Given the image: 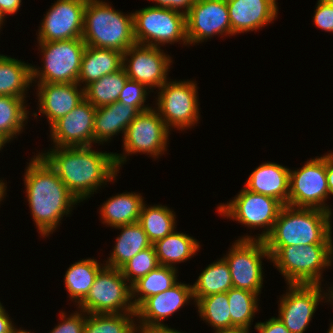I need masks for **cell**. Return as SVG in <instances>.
<instances>
[{
  "label": "cell",
  "mask_w": 333,
  "mask_h": 333,
  "mask_svg": "<svg viewBox=\"0 0 333 333\" xmlns=\"http://www.w3.org/2000/svg\"><path fill=\"white\" fill-rule=\"evenodd\" d=\"M326 177L330 195H333V152L326 155Z\"/></svg>",
  "instance_id": "47"
},
{
  "label": "cell",
  "mask_w": 333,
  "mask_h": 333,
  "mask_svg": "<svg viewBox=\"0 0 333 333\" xmlns=\"http://www.w3.org/2000/svg\"><path fill=\"white\" fill-rule=\"evenodd\" d=\"M331 217L332 213L321 209L284 205L263 239L270 257L283 246L333 244Z\"/></svg>",
  "instance_id": "3"
},
{
  "label": "cell",
  "mask_w": 333,
  "mask_h": 333,
  "mask_svg": "<svg viewBox=\"0 0 333 333\" xmlns=\"http://www.w3.org/2000/svg\"><path fill=\"white\" fill-rule=\"evenodd\" d=\"M254 328L259 333H291L278 317H272L266 322H258Z\"/></svg>",
  "instance_id": "42"
},
{
  "label": "cell",
  "mask_w": 333,
  "mask_h": 333,
  "mask_svg": "<svg viewBox=\"0 0 333 333\" xmlns=\"http://www.w3.org/2000/svg\"><path fill=\"white\" fill-rule=\"evenodd\" d=\"M168 81L158 89L155 110L170 130L191 128L200 119L197 84L190 80Z\"/></svg>",
  "instance_id": "11"
},
{
  "label": "cell",
  "mask_w": 333,
  "mask_h": 333,
  "mask_svg": "<svg viewBox=\"0 0 333 333\" xmlns=\"http://www.w3.org/2000/svg\"><path fill=\"white\" fill-rule=\"evenodd\" d=\"M177 273V268L159 265L156 269L135 281L131 285V299L134 307L137 309L148 297L174 286L178 280Z\"/></svg>",
  "instance_id": "29"
},
{
  "label": "cell",
  "mask_w": 333,
  "mask_h": 333,
  "mask_svg": "<svg viewBox=\"0 0 333 333\" xmlns=\"http://www.w3.org/2000/svg\"><path fill=\"white\" fill-rule=\"evenodd\" d=\"M87 0H57L41 22L38 42L82 38Z\"/></svg>",
  "instance_id": "16"
},
{
  "label": "cell",
  "mask_w": 333,
  "mask_h": 333,
  "mask_svg": "<svg viewBox=\"0 0 333 333\" xmlns=\"http://www.w3.org/2000/svg\"><path fill=\"white\" fill-rule=\"evenodd\" d=\"M120 229V235L116 238V244L110 257L107 258L106 266L120 269L137 253L152 245L142 226L137 222L115 227Z\"/></svg>",
  "instance_id": "26"
},
{
  "label": "cell",
  "mask_w": 333,
  "mask_h": 333,
  "mask_svg": "<svg viewBox=\"0 0 333 333\" xmlns=\"http://www.w3.org/2000/svg\"><path fill=\"white\" fill-rule=\"evenodd\" d=\"M280 297L278 318L291 333H304L319 302H323L321 285L288 284ZM322 300V301H321Z\"/></svg>",
  "instance_id": "17"
},
{
  "label": "cell",
  "mask_w": 333,
  "mask_h": 333,
  "mask_svg": "<svg viewBox=\"0 0 333 333\" xmlns=\"http://www.w3.org/2000/svg\"><path fill=\"white\" fill-rule=\"evenodd\" d=\"M43 53V67L32 65V83H77L85 42L82 38L38 42ZM40 69V70H39ZM36 79V80H35Z\"/></svg>",
  "instance_id": "7"
},
{
  "label": "cell",
  "mask_w": 333,
  "mask_h": 333,
  "mask_svg": "<svg viewBox=\"0 0 333 333\" xmlns=\"http://www.w3.org/2000/svg\"><path fill=\"white\" fill-rule=\"evenodd\" d=\"M22 0H0V16L3 20L6 15L17 13L21 6Z\"/></svg>",
  "instance_id": "44"
},
{
  "label": "cell",
  "mask_w": 333,
  "mask_h": 333,
  "mask_svg": "<svg viewBox=\"0 0 333 333\" xmlns=\"http://www.w3.org/2000/svg\"><path fill=\"white\" fill-rule=\"evenodd\" d=\"M6 184L3 182V180L1 179L0 180V202L2 201V200H4L3 198L5 197V195H6Z\"/></svg>",
  "instance_id": "49"
},
{
  "label": "cell",
  "mask_w": 333,
  "mask_h": 333,
  "mask_svg": "<svg viewBox=\"0 0 333 333\" xmlns=\"http://www.w3.org/2000/svg\"><path fill=\"white\" fill-rule=\"evenodd\" d=\"M193 298L192 285L179 281L161 293L148 297L137 309L140 325H164L161 321L169 318Z\"/></svg>",
  "instance_id": "19"
},
{
  "label": "cell",
  "mask_w": 333,
  "mask_h": 333,
  "mask_svg": "<svg viewBox=\"0 0 333 333\" xmlns=\"http://www.w3.org/2000/svg\"><path fill=\"white\" fill-rule=\"evenodd\" d=\"M11 333H32V332H28L26 330H20V329H16L15 327L13 328L12 332Z\"/></svg>",
  "instance_id": "51"
},
{
  "label": "cell",
  "mask_w": 333,
  "mask_h": 333,
  "mask_svg": "<svg viewBox=\"0 0 333 333\" xmlns=\"http://www.w3.org/2000/svg\"><path fill=\"white\" fill-rule=\"evenodd\" d=\"M82 40L87 46L115 49L124 53L136 44L133 13L124 15L102 0H87Z\"/></svg>",
  "instance_id": "4"
},
{
  "label": "cell",
  "mask_w": 333,
  "mask_h": 333,
  "mask_svg": "<svg viewBox=\"0 0 333 333\" xmlns=\"http://www.w3.org/2000/svg\"><path fill=\"white\" fill-rule=\"evenodd\" d=\"M123 65V53L115 49L87 46L84 50L77 83L83 88ZM82 83V84H81ZM85 83V84H84Z\"/></svg>",
  "instance_id": "24"
},
{
  "label": "cell",
  "mask_w": 333,
  "mask_h": 333,
  "mask_svg": "<svg viewBox=\"0 0 333 333\" xmlns=\"http://www.w3.org/2000/svg\"><path fill=\"white\" fill-rule=\"evenodd\" d=\"M333 244L283 246L272 257L288 284L321 285L322 271L333 262Z\"/></svg>",
  "instance_id": "5"
},
{
  "label": "cell",
  "mask_w": 333,
  "mask_h": 333,
  "mask_svg": "<svg viewBox=\"0 0 333 333\" xmlns=\"http://www.w3.org/2000/svg\"><path fill=\"white\" fill-rule=\"evenodd\" d=\"M157 3L158 5H153L154 7L170 8L183 13H187L190 7L194 4L195 0H150ZM184 9V10H180Z\"/></svg>",
  "instance_id": "43"
},
{
  "label": "cell",
  "mask_w": 333,
  "mask_h": 333,
  "mask_svg": "<svg viewBox=\"0 0 333 333\" xmlns=\"http://www.w3.org/2000/svg\"><path fill=\"white\" fill-rule=\"evenodd\" d=\"M170 129L166 126L155 108L140 112L123 134V154L114 153L118 171L127 161V156L143 153L158 158L167 151ZM163 152V153H162Z\"/></svg>",
  "instance_id": "9"
},
{
  "label": "cell",
  "mask_w": 333,
  "mask_h": 333,
  "mask_svg": "<svg viewBox=\"0 0 333 333\" xmlns=\"http://www.w3.org/2000/svg\"><path fill=\"white\" fill-rule=\"evenodd\" d=\"M175 212L166 206L142 205L138 223L147 234L149 241L154 244L157 240L163 239L176 229Z\"/></svg>",
  "instance_id": "34"
},
{
  "label": "cell",
  "mask_w": 333,
  "mask_h": 333,
  "mask_svg": "<svg viewBox=\"0 0 333 333\" xmlns=\"http://www.w3.org/2000/svg\"><path fill=\"white\" fill-rule=\"evenodd\" d=\"M5 20L2 19V17L0 16V29L2 28L1 26L3 25Z\"/></svg>",
  "instance_id": "55"
},
{
  "label": "cell",
  "mask_w": 333,
  "mask_h": 333,
  "mask_svg": "<svg viewBox=\"0 0 333 333\" xmlns=\"http://www.w3.org/2000/svg\"><path fill=\"white\" fill-rule=\"evenodd\" d=\"M217 333H249V331L248 330H235V331L217 332Z\"/></svg>",
  "instance_id": "50"
},
{
  "label": "cell",
  "mask_w": 333,
  "mask_h": 333,
  "mask_svg": "<svg viewBox=\"0 0 333 333\" xmlns=\"http://www.w3.org/2000/svg\"><path fill=\"white\" fill-rule=\"evenodd\" d=\"M128 79L123 67L116 72L104 75L84 88L85 99L96 108L110 105L118 101Z\"/></svg>",
  "instance_id": "32"
},
{
  "label": "cell",
  "mask_w": 333,
  "mask_h": 333,
  "mask_svg": "<svg viewBox=\"0 0 333 333\" xmlns=\"http://www.w3.org/2000/svg\"><path fill=\"white\" fill-rule=\"evenodd\" d=\"M233 287L230 269L224 258L209 264L192 285L194 302L201 297L227 292Z\"/></svg>",
  "instance_id": "31"
},
{
  "label": "cell",
  "mask_w": 333,
  "mask_h": 333,
  "mask_svg": "<svg viewBox=\"0 0 333 333\" xmlns=\"http://www.w3.org/2000/svg\"><path fill=\"white\" fill-rule=\"evenodd\" d=\"M233 244L223 256L230 269L233 287L260 295L264 276L262 259L271 260L264 241L238 239Z\"/></svg>",
  "instance_id": "12"
},
{
  "label": "cell",
  "mask_w": 333,
  "mask_h": 333,
  "mask_svg": "<svg viewBox=\"0 0 333 333\" xmlns=\"http://www.w3.org/2000/svg\"><path fill=\"white\" fill-rule=\"evenodd\" d=\"M323 293V299L325 298V300H327L328 302L330 301V303L332 304L333 303V286L332 287H329V290H328V293L322 291ZM327 298V299H326Z\"/></svg>",
  "instance_id": "48"
},
{
  "label": "cell",
  "mask_w": 333,
  "mask_h": 333,
  "mask_svg": "<svg viewBox=\"0 0 333 333\" xmlns=\"http://www.w3.org/2000/svg\"><path fill=\"white\" fill-rule=\"evenodd\" d=\"M137 333H184L167 325H139L137 324Z\"/></svg>",
  "instance_id": "45"
},
{
  "label": "cell",
  "mask_w": 333,
  "mask_h": 333,
  "mask_svg": "<svg viewBox=\"0 0 333 333\" xmlns=\"http://www.w3.org/2000/svg\"><path fill=\"white\" fill-rule=\"evenodd\" d=\"M28 163L24 185L33 221L42 237L56 230L64 215L71 214L78 200L56 172L38 154Z\"/></svg>",
  "instance_id": "2"
},
{
  "label": "cell",
  "mask_w": 333,
  "mask_h": 333,
  "mask_svg": "<svg viewBox=\"0 0 333 333\" xmlns=\"http://www.w3.org/2000/svg\"><path fill=\"white\" fill-rule=\"evenodd\" d=\"M25 103L24 98L0 96V139L5 143L16 138L28 121L29 111Z\"/></svg>",
  "instance_id": "33"
},
{
  "label": "cell",
  "mask_w": 333,
  "mask_h": 333,
  "mask_svg": "<svg viewBox=\"0 0 333 333\" xmlns=\"http://www.w3.org/2000/svg\"><path fill=\"white\" fill-rule=\"evenodd\" d=\"M171 57L160 47L135 44L123 53V65L127 77L145 85L148 89L160 88L168 79Z\"/></svg>",
  "instance_id": "14"
},
{
  "label": "cell",
  "mask_w": 333,
  "mask_h": 333,
  "mask_svg": "<svg viewBox=\"0 0 333 333\" xmlns=\"http://www.w3.org/2000/svg\"><path fill=\"white\" fill-rule=\"evenodd\" d=\"M32 64L0 54V96L26 98L32 84Z\"/></svg>",
  "instance_id": "27"
},
{
  "label": "cell",
  "mask_w": 333,
  "mask_h": 333,
  "mask_svg": "<svg viewBox=\"0 0 333 333\" xmlns=\"http://www.w3.org/2000/svg\"><path fill=\"white\" fill-rule=\"evenodd\" d=\"M14 327L12 320L4 309V306H2L0 308V333H11Z\"/></svg>",
  "instance_id": "46"
},
{
  "label": "cell",
  "mask_w": 333,
  "mask_h": 333,
  "mask_svg": "<svg viewBox=\"0 0 333 333\" xmlns=\"http://www.w3.org/2000/svg\"><path fill=\"white\" fill-rule=\"evenodd\" d=\"M199 245L195 238L176 230L153 244L159 265L173 268H176L174 264L185 262L195 255Z\"/></svg>",
  "instance_id": "28"
},
{
  "label": "cell",
  "mask_w": 333,
  "mask_h": 333,
  "mask_svg": "<svg viewBox=\"0 0 333 333\" xmlns=\"http://www.w3.org/2000/svg\"><path fill=\"white\" fill-rule=\"evenodd\" d=\"M78 308L89 314L136 312L131 299V285H128L120 269L106 265L99 270L88 295Z\"/></svg>",
  "instance_id": "8"
},
{
  "label": "cell",
  "mask_w": 333,
  "mask_h": 333,
  "mask_svg": "<svg viewBox=\"0 0 333 333\" xmlns=\"http://www.w3.org/2000/svg\"><path fill=\"white\" fill-rule=\"evenodd\" d=\"M330 192L326 177V155L307 161L302 168L290 170L288 205L316 208L332 213L325 203ZM327 205V206H326Z\"/></svg>",
  "instance_id": "13"
},
{
  "label": "cell",
  "mask_w": 333,
  "mask_h": 333,
  "mask_svg": "<svg viewBox=\"0 0 333 333\" xmlns=\"http://www.w3.org/2000/svg\"><path fill=\"white\" fill-rule=\"evenodd\" d=\"M103 267L96 259H82L72 264L66 271L64 283L69 293V298L77 306L86 298L92 287L96 275Z\"/></svg>",
  "instance_id": "30"
},
{
  "label": "cell",
  "mask_w": 333,
  "mask_h": 333,
  "mask_svg": "<svg viewBox=\"0 0 333 333\" xmlns=\"http://www.w3.org/2000/svg\"><path fill=\"white\" fill-rule=\"evenodd\" d=\"M37 86L38 111L46 115L49 127L85 99L84 88L79 89L78 83H45Z\"/></svg>",
  "instance_id": "21"
},
{
  "label": "cell",
  "mask_w": 333,
  "mask_h": 333,
  "mask_svg": "<svg viewBox=\"0 0 333 333\" xmlns=\"http://www.w3.org/2000/svg\"><path fill=\"white\" fill-rule=\"evenodd\" d=\"M231 35L226 0H195L186 13L188 44H197L214 35Z\"/></svg>",
  "instance_id": "15"
},
{
  "label": "cell",
  "mask_w": 333,
  "mask_h": 333,
  "mask_svg": "<svg viewBox=\"0 0 333 333\" xmlns=\"http://www.w3.org/2000/svg\"><path fill=\"white\" fill-rule=\"evenodd\" d=\"M91 148L54 147L45 153H38L79 203L90 198L99 186L116 180L119 172L113 152H100Z\"/></svg>",
  "instance_id": "1"
},
{
  "label": "cell",
  "mask_w": 333,
  "mask_h": 333,
  "mask_svg": "<svg viewBox=\"0 0 333 333\" xmlns=\"http://www.w3.org/2000/svg\"><path fill=\"white\" fill-rule=\"evenodd\" d=\"M289 182L290 169L278 163L265 162L252 171L244 188L288 205Z\"/></svg>",
  "instance_id": "22"
},
{
  "label": "cell",
  "mask_w": 333,
  "mask_h": 333,
  "mask_svg": "<svg viewBox=\"0 0 333 333\" xmlns=\"http://www.w3.org/2000/svg\"><path fill=\"white\" fill-rule=\"evenodd\" d=\"M133 317V318H131ZM136 312L121 314L85 313L84 333H136Z\"/></svg>",
  "instance_id": "37"
},
{
  "label": "cell",
  "mask_w": 333,
  "mask_h": 333,
  "mask_svg": "<svg viewBox=\"0 0 333 333\" xmlns=\"http://www.w3.org/2000/svg\"><path fill=\"white\" fill-rule=\"evenodd\" d=\"M332 323L330 324V327H329L327 333H333V324Z\"/></svg>",
  "instance_id": "53"
},
{
  "label": "cell",
  "mask_w": 333,
  "mask_h": 333,
  "mask_svg": "<svg viewBox=\"0 0 333 333\" xmlns=\"http://www.w3.org/2000/svg\"><path fill=\"white\" fill-rule=\"evenodd\" d=\"M143 200L141 194L135 192H125L110 197L101 205L99 211L102 223L112 228L137 223Z\"/></svg>",
  "instance_id": "25"
},
{
  "label": "cell",
  "mask_w": 333,
  "mask_h": 333,
  "mask_svg": "<svg viewBox=\"0 0 333 333\" xmlns=\"http://www.w3.org/2000/svg\"><path fill=\"white\" fill-rule=\"evenodd\" d=\"M284 205L268 195H262L243 188L233 200L221 203L217 208L218 213L238 221L249 228H264L261 234L243 236L239 239H260L263 240L271 232L273 225Z\"/></svg>",
  "instance_id": "10"
},
{
  "label": "cell",
  "mask_w": 333,
  "mask_h": 333,
  "mask_svg": "<svg viewBox=\"0 0 333 333\" xmlns=\"http://www.w3.org/2000/svg\"><path fill=\"white\" fill-rule=\"evenodd\" d=\"M147 91L150 92L145 85L128 79L120 93L118 101L127 105L136 106L141 112L147 111L152 108L144 104L148 95Z\"/></svg>",
  "instance_id": "39"
},
{
  "label": "cell",
  "mask_w": 333,
  "mask_h": 333,
  "mask_svg": "<svg viewBox=\"0 0 333 333\" xmlns=\"http://www.w3.org/2000/svg\"><path fill=\"white\" fill-rule=\"evenodd\" d=\"M231 331L250 330L251 322L258 311V294L232 287L227 291Z\"/></svg>",
  "instance_id": "35"
},
{
  "label": "cell",
  "mask_w": 333,
  "mask_h": 333,
  "mask_svg": "<svg viewBox=\"0 0 333 333\" xmlns=\"http://www.w3.org/2000/svg\"><path fill=\"white\" fill-rule=\"evenodd\" d=\"M196 308L202 320L214 327V333L231 331L227 292L201 297L196 302Z\"/></svg>",
  "instance_id": "36"
},
{
  "label": "cell",
  "mask_w": 333,
  "mask_h": 333,
  "mask_svg": "<svg viewBox=\"0 0 333 333\" xmlns=\"http://www.w3.org/2000/svg\"><path fill=\"white\" fill-rule=\"evenodd\" d=\"M159 266L157 255L153 244L137 253L132 259L124 264L120 270L122 275L132 285L138 279L147 275Z\"/></svg>",
  "instance_id": "38"
},
{
  "label": "cell",
  "mask_w": 333,
  "mask_h": 333,
  "mask_svg": "<svg viewBox=\"0 0 333 333\" xmlns=\"http://www.w3.org/2000/svg\"><path fill=\"white\" fill-rule=\"evenodd\" d=\"M96 107L84 99L50 127L54 147H87L94 143Z\"/></svg>",
  "instance_id": "18"
},
{
  "label": "cell",
  "mask_w": 333,
  "mask_h": 333,
  "mask_svg": "<svg viewBox=\"0 0 333 333\" xmlns=\"http://www.w3.org/2000/svg\"><path fill=\"white\" fill-rule=\"evenodd\" d=\"M277 0H226L231 35L256 31L277 18Z\"/></svg>",
  "instance_id": "20"
},
{
  "label": "cell",
  "mask_w": 333,
  "mask_h": 333,
  "mask_svg": "<svg viewBox=\"0 0 333 333\" xmlns=\"http://www.w3.org/2000/svg\"><path fill=\"white\" fill-rule=\"evenodd\" d=\"M6 145V143L0 139V151L3 149V147Z\"/></svg>",
  "instance_id": "52"
},
{
  "label": "cell",
  "mask_w": 333,
  "mask_h": 333,
  "mask_svg": "<svg viewBox=\"0 0 333 333\" xmlns=\"http://www.w3.org/2000/svg\"><path fill=\"white\" fill-rule=\"evenodd\" d=\"M140 112L136 106L127 105L120 101L96 108L93 127L94 143L103 144L118 133L125 134L129 124Z\"/></svg>",
  "instance_id": "23"
},
{
  "label": "cell",
  "mask_w": 333,
  "mask_h": 333,
  "mask_svg": "<svg viewBox=\"0 0 333 333\" xmlns=\"http://www.w3.org/2000/svg\"><path fill=\"white\" fill-rule=\"evenodd\" d=\"M133 25L136 44L160 47L180 41L189 45L182 11L148 6L133 12Z\"/></svg>",
  "instance_id": "6"
},
{
  "label": "cell",
  "mask_w": 333,
  "mask_h": 333,
  "mask_svg": "<svg viewBox=\"0 0 333 333\" xmlns=\"http://www.w3.org/2000/svg\"><path fill=\"white\" fill-rule=\"evenodd\" d=\"M322 1L325 2V3L333 5V0H322Z\"/></svg>",
  "instance_id": "54"
},
{
  "label": "cell",
  "mask_w": 333,
  "mask_h": 333,
  "mask_svg": "<svg viewBox=\"0 0 333 333\" xmlns=\"http://www.w3.org/2000/svg\"><path fill=\"white\" fill-rule=\"evenodd\" d=\"M66 314L61 311L60 317L62 321L50 333H84L85 312L80 310V312H74L68 317Z\"/></svg>",
  "instance_id": "40"
},
{
  "label": "cell",
  "mask_w": 333,
  "mask_h": 333,
  "mask_svg": "<svg viewBox=\"0 0 333 333\" xmlns=\"http://www.w3.org/2000/svg\"><path fill=\"white\" fill-rule=\"evenodd\" d=\"M313 20L317 28L333 33V5L318 0Z\"/></svg>",
  "instance_id": "41"
}]
</instances>
